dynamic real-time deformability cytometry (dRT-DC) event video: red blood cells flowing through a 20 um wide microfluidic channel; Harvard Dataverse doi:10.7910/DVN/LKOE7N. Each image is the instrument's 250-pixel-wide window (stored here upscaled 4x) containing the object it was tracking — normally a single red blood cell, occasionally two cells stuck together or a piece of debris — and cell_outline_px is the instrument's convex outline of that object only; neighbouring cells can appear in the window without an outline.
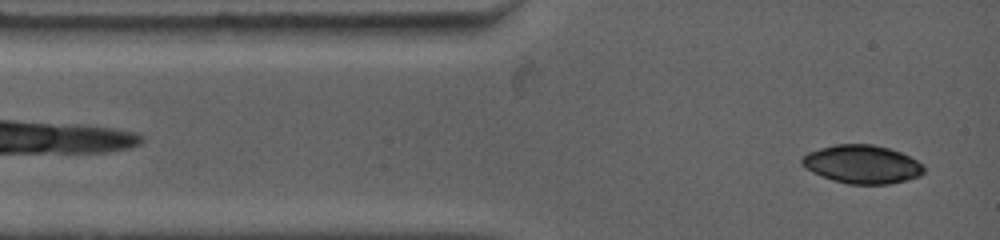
{"species": "common noctule bat (a hibernating species)", "species_latin": "Nyctalus noctula", "temperature_condition": "warm", "stored_images_in_passage": 27, "camera_frame_rate_fps": 4500, "um_per_image_px": 0.085, "animal": {"sex": "female", "body_mass_g": 19.0, "forearm_length_mm": 53.3}, "frame": {"image": 1, "passage_image": 2, "time_ms": 0.444, "image_size_px": [1000, 240], "cell_outline_px": [[924, 172], [920, 176], [908, 180], [888, 184], [848, 184], [832, 180], [812, 172], [800, 164], [800, 156], [808, 152], [820, 148], [836, 144], [872, 144], [888, 148], [900, 152], [924, 164]], "centroid_in_image_um": [73.26, 13.96], "position_along_channel_um": 11.7, "area_um2": 27.46}}
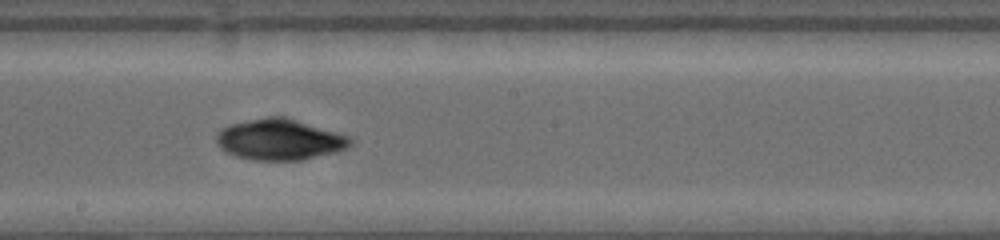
{"frame": {"image": 2, "passage_image": 16, "time_ms": 6.889, "image_size_px": [1000, 240], "cell_outline_px": [[352, 144], [348, 148], [340, 152], [300, 160], [252, 160], [236, 156], [220, 148], [216, 144], [216, 132], [228, 124], [268, 116], [284, 116], [336, 132], [348, 136], [352, 140]], "centroid_in_image_um": [23.76, 11.86], "position_along_channel_um": 224.4, "area_um2": 32.14}}
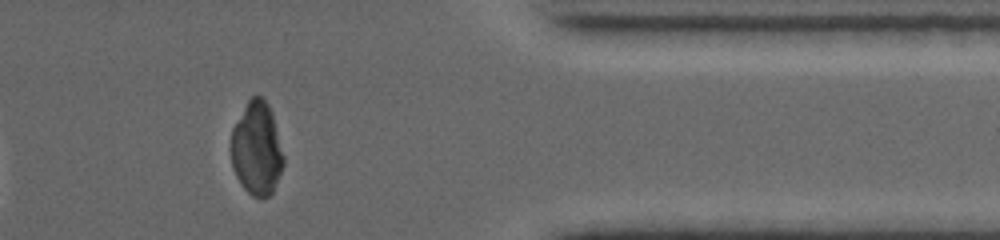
{"frame": {"image": 3, "passage_image": 27, "time_ms": 11.778, "image_size_px": [1000, 240], "cell_outline_px": [[284, 164], [272, 192], [268, 196], [260, 200], [252, 196], [244, 188], [236, 176], [232, 168], [232, 128], [248, 100], [252, 96], [260, 96], [268, 104], [272, 112], [284, 156]], "centroid_in_image_um": [21.83, 12.65], "position_along_channel_um": 389.6, "area_um2": 28.44}}